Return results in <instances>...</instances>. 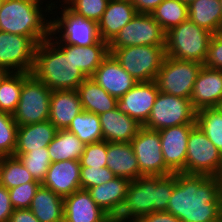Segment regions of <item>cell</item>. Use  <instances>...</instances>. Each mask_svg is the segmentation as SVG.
<instances>
[{
	"label": "cell",
	"instance_id": "1",
	"mask_svg": "<svg viewBox=\"0 0 222 222\" xmlns=\"http://www.w3.org/2000/svg\"><path fill=\"white\" fill-rule=\"evenodd\" d=\"M166 212L181 222H222L219 177L174 173V189Z\"/></svg>",
	"mask_w": 222,
	"mask_h": 222
},
{
	"label": "cell",
	"instance_id": "2",
	"mask_svg": "<svg viewBox=\"0 0 222 222\" xmlns=\"http://www.w3.org/2000/svg\"><path fill=\"white\" fill-rule=\"evenodd\" d=\"M52 40L50 33L37 45L31 74L52 91L77 90L87 77L73 61L72 45Z\"/></svg>",
	"mask_w": 222,
	"mask_h": 222
},
{
	"label": "cell",
	"instance_id": "3",
	"mask_svg": "<svg viewBox=\"0 0 222 222\" xmlns=\"http://www.w3.org/2000/svg\"><path fill=\"white\" fill-rule=\"evenodd\" d=\"M174 189V174L141 176L131 181L115 222H134L152 212L166 211Z\"/></svg>",
	"mask_w": 222,
	"mask_h": 222
},
{
	"label": "cell",
	"instance_id": "4",
	"mask_svg": "<svg viewBox=\"0 0 222 222\" xmlns=\"http://www.w3.org/2000/svg\"><path fill=\"white\" fill-rule=\"evenodd\" d=\"M40 2L41 0H4L0 6V31L32 37L38 43L49 39L51 20L44 18Z\"/></svg>",
	"mask_w": 222,
	"mask_h": 222
},
{
	"label": "cell",
	"instance_id": "5",
	"mask_svg": "<svg viewBox=\"0 0 222 222\" xmlns=\"http://www.w3.org/2000/svg\"><path fill=\"white\" fill-rule=\"evenodd\" d=\"M212 35L188 19L166 32V56L204 64Z\"/></svg>",
	"mask_w": 222,
	"mask_h": 222
},
{
	"label": "cell",
	"instance_id": "6",
	"mask_svg": "<svg viewBox=\"0 0 222 222\" xmlns=\"http://www.w3.org/2000/svg\"><path fill=\"white\" fill-rule=\"evenodd\" d=\"M109 52L137 82L154 81L166 57L165 46H128Z\"/></svg>",
	"mask_w": 222,
	"mask_h": 222
},
{
	"label": "cell",
	"instance_id": "7",
	"mask_svg": "<svg viewBox=\"0 0 222 222\" xmlns=\"http://www.w3.org/2000/svg\"><path fill=\"white\" fill-rule=\"evenodd\" d=\"M52 90L31 73L23 72V85L16 111L12 114L17 126L49 120Z\"/></svg>",
	"mask_w": 222,
	"mask_h": 222
},
{
	"label": "cell",
	"instance_id": "8",
	"mask_svg": "<svg viewBox=\"0 0 222 222\" xmlns=\"http://www.w3.org/2000/svg\"><path fill=\"white\" fill-rule=\"evenodd\" d=\"M204 65L166 56L155 82L160 92L190 99L196 78Z\"/></svg>",
	"mask_w": 222,
	"mask_h": 222
},
{
	"label": "cell",
	"instance_id": "9",
	"mask_svg": "<svg viewBox=\"0 0 222 222\" xmlns=\"http://www.w3.org/2000/svg\"><path fill=\"white\" fill-rule=\"evenodd\" d=\"M196 112L190 99L159 92L142 126L159 131L183 124H196Z\"/></svg>",
	"mask_w": 222,
	"mask_h": 222
},
{
	"label": "cell",
	"instance_id": "10",
	"mask_svg": "<svg viewBox=\"0 0 222 222\" xmlns=\"http://www.w3.org/2000/svg\"><path fill=\"white\" fill-rule=\"evenodd\" d=\"M221 172L222 154L195 125L188 138L185 170L182 173L218 177Z\"/></svg>",
	"mask_w": 222,
	"mask_h": 222
},
{
	"label": "cell",
	"instance_id": "11",
	"mask_svg": "<svg viewBox=\"0 0 222 222\" xmlns=\"http://www.w3.org/2000/svg\"><path fill=\"white\" fill-rule=\"evenodd\" d=\"M166 32L151 14L137 13L108 44L109 49L128 46H165Z\"/></svg>",
	"mask_w": 222,
	"mask_h": 222
},
{
	"label": "cell",
	"instance_id": "12",
	"mask_svg": "<svg viewBox=\"0 0 222 222\" xmlns=\"http://www.w3.org/2000/svg\"><path fill=\"white\" fill-rule=\"evenodd\" d=\"M130 143L136 155L140 173L143 176H168L174 174L164 161L158 131L142 126Z\"/></svg>",
	"mask_w": 222,
	"mask_h": 222
},
{
	"label": "cell",
	"instance_id": "13",
	"mask_svg": "<svg viewBox=\"0 0 222 222\" xmlns=\"http://www.w3.org/2000/svg\"><path fill=\"white\" fill-rule=\"evenodd\" d=\"M38 44L32 37L0 31V66L9 72L31 73Z\"/></svg>",
	"mask_w": 222,
	"mask_h": 222
},
{
	"label": "cell",
	"instance_id": "14",
	"mask_svg": "<svg viewBox=\"0 0 222 222\" xmlns=\"http://www.w3.org/2000/svg\"><path fill=\"white\" fill-rule=\"evenodd\" d=\"M63 8L61 18L51 20L52 37L56 33H63L59 41L81 47L93 45L101 40L96 22L73 13L68 7Z\"/></svg>",
	"mask_w": 222,
	"mask_h": 222
},
{
	"label": "cell",
	"instance_id": "15",
	"mask_svg": "<svg viewBox=\"0 0 222 222\" xmlns=\"http://www.w3.org/2000/svg\"><path fill=\"white\" fill-rule=\"evenodd\" d=\"M195 125L183 124L158 131L164 161L173 173H181L185 170L188 138Z\"/></svg>",
	"mask_w": 222,
	"mask_h": 222
},
{
	"label": "cell",
	"instance_id": "16",
	"mask_svg": "<svg viewBox=\"0 0 222 222\" xmlns=\"http://www.w3.org/2000/svg\"><path fill=\"white\" fill-rule=\"evenodd\" d=\"M159 92L155 80L138 82L117 100V108L143 125L150 115Z\"/></svg>",
	"mask_w": 222,
	"mask_h": 222
},
{
	"label": "cell",
	"instance_id": "17",
	"mask_svg": "<svg viewBox=\"0 0 222 222\" xmlns=\"http://www.w3.org/2000/svg\"><path fill=\"white\" fill-rule=\"evenodd\" d=\"M80 160L52 162L41 185L65 198L81 189Z\"/></svg>",
	"mask_w": 222,
	"mask_h": 222
},
{
	"label": "cell",
	"instance_id": "18",
	"mask_svg": "<svg viewBox=\"0 0 222 222\" xmlns=\"http://www.w3.org/2000/svg\"><path fill=\"white\" fill-rule=\"evenodd\" d=\"M108 94L119 99L138 82L109 54L91 77Z\"/></svg>",
	"mask_w": 222,
	"mask_h": 222
},
{
	"label": "cell",
	"instance_id": "19",
	"mask_svg": "<svg viewBox=\"0 0 222 222\" xmlns=\"http://www.w3.org/2000/svg\"><path fill=\"white\" fill-rule=\"evenodd\" d=\"M190 101L196 111L219 107L222 102V70L203 66L194 83Z\"/></svg>",
	"mask_w": 222,
	"mask_h": 222
},
{
	"label": "cell",
	"instance_id": "20",
	"mask_svg": "<svg viewBox=\"0 0 222 222\" xmlns=\"http://www.w3.org/2000/svg\"><path fill=\"white\" fill-rule=\"evenodd\" d=\"M111 219L87 190L80 189L64 198L63 222H109Z\"/></svg>",
	"mask_w": 222,
	"mask_h": 222
},
{
	"label": "cell",
	"instance_id": "21",
	"mask_svg": "<svg viewBox=\"0 0 222 222\" xmlns=\"http://www.w3.org/2000/svg\"><path fill=\"white\" fill-rule=\"evenodd\" d=\"M103 140L106 142L130 143L142 125L118 108L99 115Z\"/></svg>",
	"mask_w": 222,
	"mask_h": 222
},
{
	"label": "cell",
	"instance_id": "22",
	"mask_svg": "<svg viewBox=\"0 0 222 222\" xmlns=\"http://www.w3.org/2000/svg\"><path fill=\"white\" fill-rule=\"evenodd\" d=\"M136 14L133 2L109 0L100 21L97 23L100 38L109 44Z\"/></svg>",
	"mask_w": 222,
	"mask_h": 222
},
{
	"label": "cell",
	"instance_id": "23",
	"mask_svg": "<svg viewBox=\"0 0 222 222\" xmlns=\"http://www.w3.org/2000/svg\"><path fill=\"white\" fill-rule=\"evenodd\" d=\"M82 111V105L76 90L52 91L49 121L58 130H66L71 121Z\"/></svg>",
	"mask_w": 222,
	"mask_h": 222
},
{
	"label": "cell",
	"instance_id": "24",
	"mask_svg": "<svg viewBox=\"0 0 222 222\" xmlns=\"http://www.w3.org/2000/svg\"><path fill=\"white\" fill-rule=\"evenodd\" d=\"M130 182L129 179L115 177L87 191L94 202L113 219L123 204Z\"/></svg>",
	"mask_w": 222,
	"mask_h": 222
},
{
	"label": "cell",
	"instance_id": "25",
	"mask_svg": "<svg viewBox=\"0 0 222 222\" xmlns=\"http://www.w3.org/2000/svg\"><path fill=\"white\" fill-rule=\"evenodd\" d=\"M107 167L116 177L134 181L143 176L131 143L107 142Z\"/></svg>",
	"mask_w": 222,
	"mask_h": 222
},
{
	"label": "cell",
	"instance_id": "26",
	"mask_svg": "<svg viewBox=\"0 0 222 222\" xmlns=\"http://www.w3.org/2000/svg\"><path fill=\"white\" fill-rule=\"evenodd\" d=\"M57 131L58 129L49 120L19 126L14 154H24L31 150L47 147Z\"/></svg>",
	"mask_w": 222,
	"mask_h": 222
},
{
	"label": "cell",
	"instance_id": "27",
	"mask_svg": "<svg viewBox=\"0 0 222 222\" xmlns=\"http://www.w3.org/2000/svg\"><path fill=\"white\" fill-rule=\"evenodd\" d=\"M82 109L100 115L117 108V98L108 94L91 77L86 78L78 87Z\"/></svg>",
	"mask_w": 222,
	"mask_h": 222
},
{
	"label": "cell",
	"instance_id": "28",
	"mask_svg": "<svg viewBox=\"0 0 222 222\" xmlns=\"http://www.w3.org/2000/svg\"><path fill=\"white\" fill-rule=\"evenodd\" d=\"M40 222H63L64 198L40 185L29 208Z\"/></svg>",
	"mask_w": 222,
	"mask_h": 222
},
{
	"label": "cell",
	"instance_id": "29",
	"mask_svg": "<svg viewBox=\"0 0 222 222\" xmlns=\"http://www.w3.org/2000/svg\"><path fill=\"white\" fill-rule=\"evenodd\" d=\"M188 19L212 34L222 32L220 0H195L188 4Z\"/></svg>",
	"mask_w": 222,
	"mask_h": 222
},
{
	"label": "cell",
	"instance_id": "30",
	"mask_svg": "<svg viewBox=\"0 0 222 222\" xmlns=\"http://www.w3.org/2000/svg\"><path fill=\"white\" fill-rule=\"evenodd\" d=\"M72 52L76 67L87 78L93 76L102 61L110 54L108 43L102 39L90 46L72 45Z\"/></svg>",
	"mask_w": 222,
	"mask_h": 222
},
{
	"label": "cell",
	"instance_id": "31",
	"mask_svg": "<svg viewBox=\"0 0 222 222\" xmlns=\"http://www.w3.org/2000/svg\"><path fill=\"white\" fill-rule=\"evenodd\" d=\"M84 146L74 133L68 130H58L52 142L47 146L50 161L80 160Z\"/></svg>",
	"mask_w": 222,
	"mask_h": 222
},
{
	"label": "cell",
	"instance_id": "32",
	"mask_svg": "<svg viewBox=\"0 0 222 222\" xmlns=\"http://www.w3.org/2000/svg\"><path fill=\"white\" fill-rule=\"evenodd\" d=\"M74 133L84 145L103 140L99 115L88 111L79 113L66 129Z\"/></svg>",
	"mask_w": 222,
	"mask_h": 222
},
{
	"label": "cell",
	"instance_id": "33",
	"mask_svg": "<svg viewBox=\"0 0 222 222\" xmlns=\"http://www.w3.org/2000/svg\"><path fill=\"white\" fill-rule=\"evenodd\" d=\"M28 182H39L16 156L0 157V184L11 189Z\"/></svg>",
	"mask_w": 222,
	"mask_h": 222
},
{
	"label": "cell",
	"instance_id": "34",
	"mask_svg": "<svg viewBox=\"0 0 222 222\" xmlns=\"http://www.w3.org/2000/svg\"><path fill=\"white\" fill-rule=\"evenodd\" d=\"M188 14V5L182 0H164L151 13L165 32L188 20Z\"/></svg>",
	"mask_w": 222,
	"mask_h": 222
},
{
	"label": "cell",
	"instance_id": "35",
	"mask_svg": "<svg viewBox=\"0 0 222 222\" xmlns=\"http://www.w3.org/2000/svg\"><path fill=\"white\" fill-rule=\"evenodd\" d=\"M196 125L222 154V110L219 107L198 110Z\"/></svg>",
	"mask_w": 222,
	"mask_h": 222
},
{
	"label": "cell",
	"instance_id": "36",
	"mask_svg": "<svg viewBox=\"0 0 222 222\" xmlns=\"http://www.w3.org/2000/svg\"><path fill=\"white\" fill-rule=\"evenodd\" d=\"M23 85V72H10L0 84V111H16Z\"/></svg>",
	"mask_w": 222,
	"mask_h": 222
},
{
	"label": "cell",
	"instance_id": "37",
	"mask_svg": "<svg viewBox=\"0 0 222 222\" xmlns=\"http://www.w3.org/2000/svg\"><path fill=\"white\" fill-rule=\"evenodd\" d=\"M18 157L35 180L42 183L51 165L47 147L31 150L24 154H14Z\"/></svg>",
	"mask_w": 222,
	"mask_h": 222
},
{
	"label": "cell",
	"instance_id": "38",
	"mask_svg": "<svg viewBox=\"0 0 222 222\" xmlns=\"http://www.w3.org/2000/svg\"><path fill=\"white\" fill-rule=\"evenodd\" d=\"M17 131L18 126L13 115L0 111V157L14 155Z\"/></svg>",
	"mask_w": 222,
	"mask_h": 222
},
{
	"label": "cell",
	"instance_id": "39",
	"mask_svg": "<svg viewBox=\"0 0 222 222\" xmlns=\"http://www.w3.org/2000/svg\"><path fill=\"white\" fill-rule=\"evenodd\" d=\"M109 0H73L67 6L73 13L98 23L108 5Z\"/></svg>",
	"mask_w": 222,
	"mask_h": 222
},
{
	"label": "cell",
	"instance_id": "40",
	"mask_svg": "<svg viewBox=\"0 0 222 222\" xmlns=\"http://www.w3.org/2000/svg\"><path fill=\"white\" fill-rule=\"evenodd\" d=\"M107 142L105 140L84 146L80 158L81 167H105L107 165Z\"/></svg>",
	"mask_w": 222,
	"mask_h": 222
},
{
	"label": "cell",
	"instance_id": "41",
	"mask_svg": "<svg viewBox=\"0 0 222 222\" xmlns=\"http://www.w3.org/2000/svg\"><path fill=\"white\" fill-rule=\"evenodd\" d=\"M116 176L107 167H81L80 184L81 189L88 190L89 188L101 185Z\"/></svg>",
	"mask_w": 222,
	"mask_h": 222
},
{
	"label": "cell",
	"instance_id": "42",
	"mask_svg": "<svg viewBox=\"0 0 222 222\" xmlns=\"http://www.w3.org/2000/svg\"><path fill=\"white\" fill-rule=\"evenodd\" d=\"M40 185V182H28L8 189L13 208H30L32 199Z\"/></svg>",
	"mask_w": 222,
	"mask_h": 222
},
{
	"label": "cell",
	"instance_id": "43",
	"mask_svg": "<svg viewBox=\"0 0 222 222\" xmlns=\"http://www.w3.org/2000/svg\"><path fill=\"white\" fill-rule=\"evenodd\" d=\"M203 65L222 70V32L212 35Z\"/></svg>",
	"mask_w": 222,
	"mask_h": 222
},
{
	"label": "cell",
	"instance_id": "44",
	"mask_svg": "<svg viewBox=\"0 0 222 222\" xmlns=\"http://www.w3.org/2000/svg\"><path fill=\"white\" fill-rule=\"evenodd\" d=\"M13 210L9 191L0 184V222H8Z\"/></svg>",
	"mask_w": 222,
	"mask_h": 222
},
{
	"label": "cell",
	"instance_id": "45",
	"mask_svg": "<svg viewBox=\"0 0 222 222\" xmlns=\"http://www.w3.org/2000/svg\"><path fill=\"white\" fill-rule=\"evenodd\" d=\"M134 222H181V220L166 211H157L142 216Z\"/></svg>",
	"mask_w": 222,
	"mask_h": 222
},
{
	"label": "cell",
	"instance_id": "46",
	"mask_svg": "<svg viewBox=\"0 0 222 222\" xmlns=\"http://www.w3.org/2000/svg\"><path fill=\"white\" fill-rule=\"evenodd\" d=\"M8 222H40L29 208L14 209Z\"/></svg>",
	"mask_w": 222,
	"mask_h": 222
},
{
	"label": "cell",
	"instance_id": "47",
	"mask_svg": "<svg viewBox=\"0 0 222 222\" xmlns=\"http://www.w3.org/2000/svg\"><path fill=\"white\" fill-rule=\"evenodd\" d=\"M164 0H134L137 13L151 14Z\"/></svg>",
	"mask_w": 222,
	"mask_h": 222
},
{
	"label": "cell",
	"instance_id": "48",
	"mask_svg": "<svg viewBox=\"0 0 222 222\" xmlns=\"http://www.w3.org/2000/svg\"><path fill=\"white\" fill-rule=\"evenodd\" d=\"M9 73L10 72L7 69L0 66V84Z\"/></svg>",
	"mask_w": 222,
	"mask_h": 222
},
{
	"label": "cell",
	"instance_id": "49",
	"mask_svg": "<svg viewBox=\"0 0 222 222\" xmlns=\"http://www.w3.org/2000/svg\"><path fill=\"white\" fill-rule=\"evenodd\" d=\"M220 179V185H221V200H222V172L220 173V175L218 176Z\"/></svg>",
	"mask_w": 222,
	"mask_h": 222
},
{
	"label": "cell",
	"instance_id": "50",
	"mask_svg": "<svg viewBox=\"0 0 222 222\" xmlns=\"http://www.w3.org/2000/svg\"><path fill=\"white\" fill-rule=\"evenodd\" d=\"M63 4H67L68 6H70V4L73 2V0H64Z\"/></svg>",
	"mask_w": 222,
	"mask_h": 222
},
{
	"label": "cell",
	"instance_id": "51",
	"mask_svg": "<svg viewBox=\"0 0 222 222\" xmlns=\"http://www.w3.org/2000/svg\"><path fill=\"white\" fill-rule=\"evenodd\" d=\"M184 1L187 5L190 4L191 2L195 1V0H182Z\"/></svg>",
	"mask_w": 222,
	"mask_h": 222
}]
</instances>
